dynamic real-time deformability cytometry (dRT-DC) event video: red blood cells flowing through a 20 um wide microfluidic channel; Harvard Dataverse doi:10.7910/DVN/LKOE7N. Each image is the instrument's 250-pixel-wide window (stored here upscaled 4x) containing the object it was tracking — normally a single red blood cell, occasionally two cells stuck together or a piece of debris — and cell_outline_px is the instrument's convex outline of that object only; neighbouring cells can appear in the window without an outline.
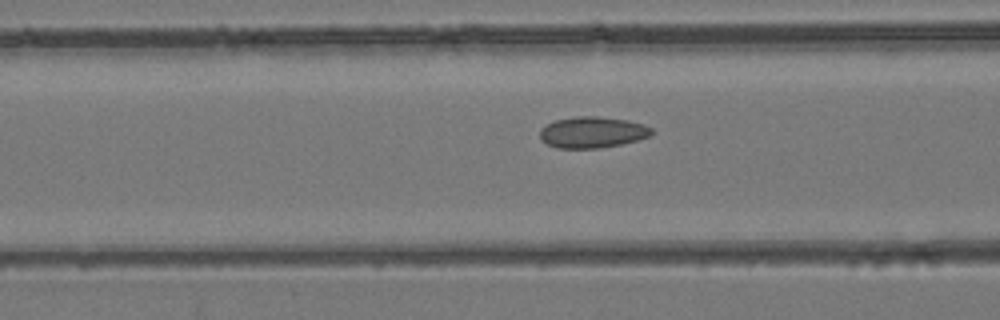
{"species": "common noctule bat (a hibernating species)", "species_latin": "Nyctalus noctula", "temperature_condition": "room temperature", "stored_images_in_passage": 41, "camera_frame_rate_fps": 3000, "um_per_image_px": 0.085, "animal": {"sex": "female", "body_mass_g": 24.6, "forearm_length_mm": 56.2}, "frame": {"image": 1, "passage_image": 16, "time_ms": 5.0, "image_size_px": [1000, 320], "cell_outline_px": [[652, 136], [620, 144], [600, 148], [556, 148], [540, 140], [540, 128], [556, 120], [576, 116], [596, 116], [628, 120], [644, 124], [652, 128]], "centroid_in_image_um": [50.35, 11.24], "position_along_channel_um": 116.2, "area_um2": 20.35}}
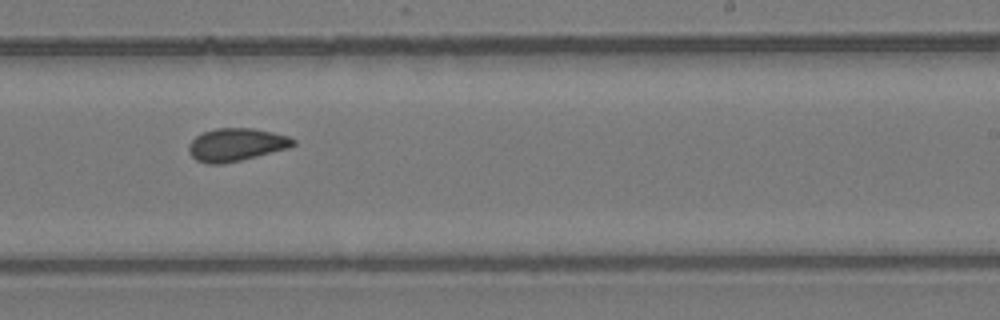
{"frame": {"image": 2, "passage_image": 26, "time_ms": 8.333, "image_size_px": [1000, 320], "cell_outline_px": [[296, 144], [288, 148], [240, 160], [220, 164], [208, 164], [196, 160], [188, 152], [188, 144], [196, 136], [204, 132], [216, 128], [252, 128], [272, 132], [288, 136], [296, 140]], "centroid_in_image_um": [20.06, 12.29], "position_along_channel_um": 268.9, "area_um2": 19.88}}
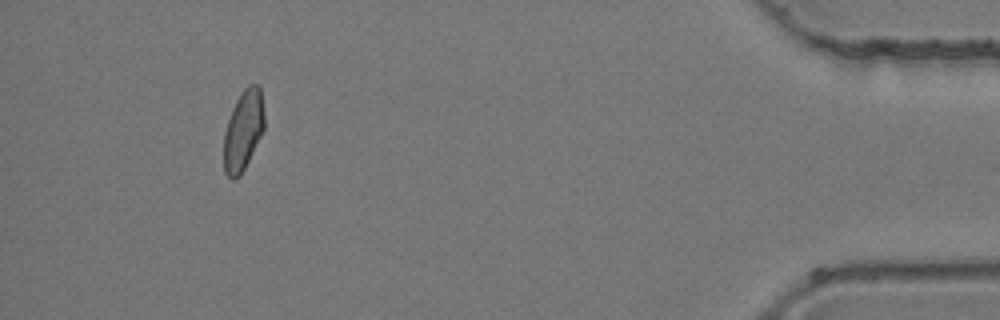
{"frame": {"image": 3, "passage_image": 40, "time_ms": 13.0, "image_size_px": [1000, 320], "cell_outline_px": [[264, 128], [240, 176], [232, 180], [224, 172], [224, 132], [232, 108], [236, 100], [244, 88], [248, 84], [260, 84], [264, 112]], "centroid_in_image_um": [20.67, 11.05], "position_along_channel_um": 414.5, "area_um2": 18.84}}